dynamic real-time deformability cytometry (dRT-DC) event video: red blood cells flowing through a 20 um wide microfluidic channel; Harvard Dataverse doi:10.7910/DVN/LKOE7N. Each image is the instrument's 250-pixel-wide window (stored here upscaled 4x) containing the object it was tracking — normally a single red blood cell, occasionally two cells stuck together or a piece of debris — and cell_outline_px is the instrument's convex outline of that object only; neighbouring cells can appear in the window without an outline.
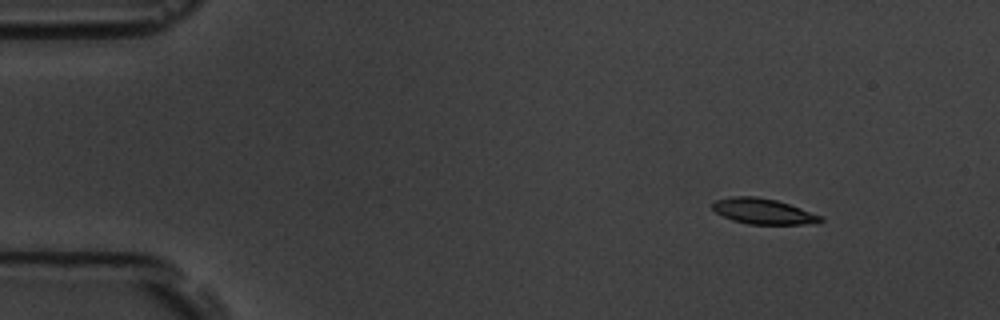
{"species": "common noctule bat (a hibernating species)", "species_latin": "Nyctalus noctula", "temperature_condition": "room temperature", "stored_images_in_passage": 5, "camera_frame_rate_fps": 3000, "um_per_image_px": 0.085, "animal": {"sex": "male", "body_mass_g": 19.5, "forearm_length_mm": 54.6}, "frame": {"image": 1, "passage_image": 2, "time_ms": 1.333, "image_size_px": [1000, 320], "cell_outline_px": [[824, 220], [816, 224], [748, 224], [732, 220], [716, 212], [712, 208], [712, 204], [716, 200], [732, 196], [756, 196], [776, 200], [824, 216]], "centroid_in_image_um": [64.91, 17.97], "position_along_channel_um": 20.1, "area_um2": 16.13}}
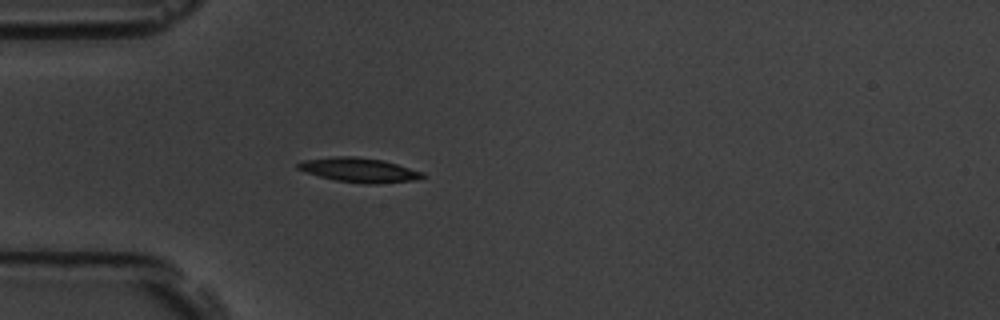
{"frame": {"image": 2, "passage_image": 5, "time_ms": 4.667, "image_size_px": [1000, 320], "cell_outline_px": [[428, 176], [416, 180], [376, 184], [364, 184], [336, 180], [320, 176], [296, 168], [296, 164], [304, 160], [332, 156], [356, 156], [384, 160], [424, 172]], "centroid_in_image_um": [30.58, 14.45], "position_along_channel_um": 54.4, "area_um2": 17.86}}